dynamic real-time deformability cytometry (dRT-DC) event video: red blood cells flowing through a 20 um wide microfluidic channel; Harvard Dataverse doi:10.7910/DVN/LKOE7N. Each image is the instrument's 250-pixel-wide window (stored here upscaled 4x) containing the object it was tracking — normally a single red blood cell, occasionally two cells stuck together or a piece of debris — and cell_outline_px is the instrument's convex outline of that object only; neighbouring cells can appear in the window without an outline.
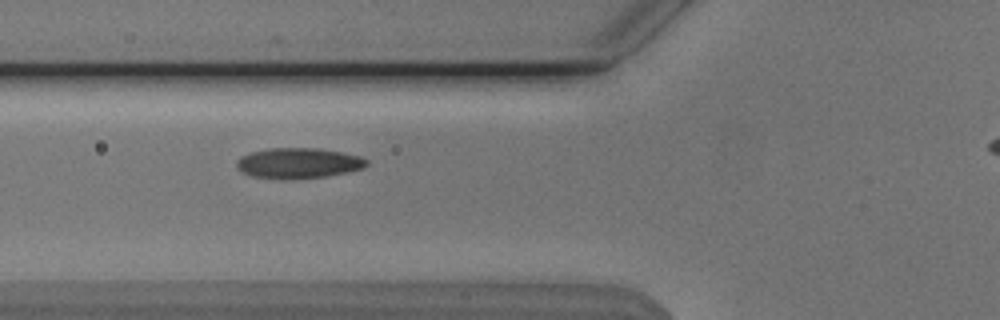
{"species": "Egyptian fruit bat (a non-hibernating species)", "species_latin": "Rousettus aegyptiacus", "temperature_condition": "cold", "stored_images_in_passage": 42, "camera_frame_rate_fps": 3000, "um_per_image_px": 0.085, "animal": {"sex": "male"}, "frame": {"image": 1, "passage_image": 13, "time_ms": 4.0, "image_size_px": [1000, 320], "cell_outline_px": [[368, 164], [364, 168], [348, 172], [324, 176], [252, 176], [244, 172], [236, 164], [236, 160], [240, 156], [252, 152], [268, 148], [320, 148], [360, 156], [368, 160]], "centroid_in_image_um": [25.42, 13.8], "position_along_channel_um": 100.4, "area_um2": 22.02}}
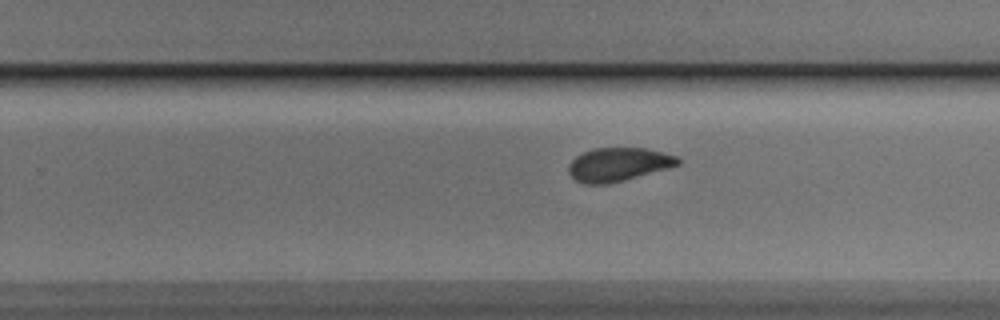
{"frame": {"image": 2, "passage_image": 27, "time_ms": 8.667, "image_size_px": [1000, 320], "cell_outline_px": [[680, 164], [624, 180], [608, 184], [584, 184], [576, 180], [568, 172], [568, 164], [576, 156], [584, 152], [596, 148], [644, 148], [676, 156], [680, 160]], "centroid_in_image_um": [52.51, 13.98], "position_along_channel_um": 277.3, "area_um2": 21.04}}
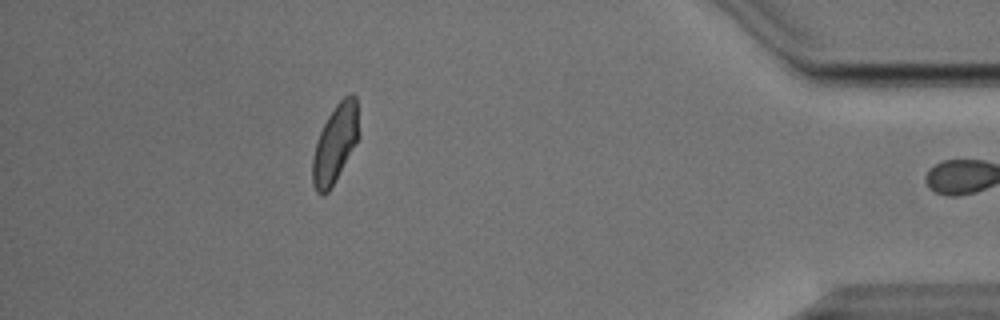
{"frame": {"image": 3, "passage_image": 41, "time_ms": 13.333, "image_size_px": [1000, 320], "cell_outline_px": [[360, 136], [328, 192], [320, 196], [316, 192], [312, 184], [312, 160], [316, 144], [320, 132], [328, 116], [336, 104], [344, 96], [352, 92], [356, 96]], "centroid_in_image_um": [28.5, 12.19], "position_along_channel_um": 406.7, "area_um2": 20.98}, "authors_computed_cell_mechanics": {"area_um2": 21.4727, "velocity_mm_per_s": 3.7907, "shape_relaxation_time_tau1_ms": 3.2831, "shape_relaxation_time_tau2_ms": 1.6721, "deformation_change_tau1": 0.1213, "deformation_change_tau2": 0.0513}}